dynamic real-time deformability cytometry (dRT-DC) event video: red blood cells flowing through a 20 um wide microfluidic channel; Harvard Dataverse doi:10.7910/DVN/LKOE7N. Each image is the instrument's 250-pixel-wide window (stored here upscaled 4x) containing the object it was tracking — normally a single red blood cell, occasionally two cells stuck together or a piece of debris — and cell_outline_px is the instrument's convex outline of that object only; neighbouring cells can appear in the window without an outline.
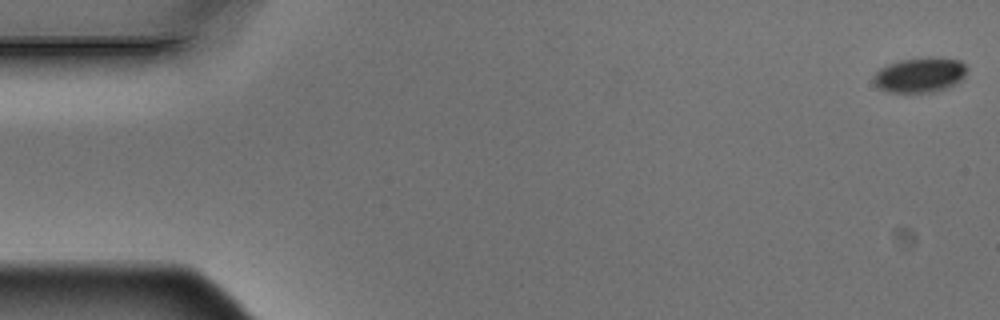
{"species": "Egyptian fruit bat (a non-hibernating species)", "species_latin": "Rousettus aegyptiacus", "temperature_condition": "warm", "stored_images_in_passage": 6, "camera_frame_rate_fps": 3000, "um_per_image_px": 0.085, "animal": {"sex": "male"}, "frame": {"image": 1, "passage_image": 1, "time_ms": 0.0, "image_size_px": [1000, 320], "cell_outline_px": [[968, 68], [964, 76], [956, 84], [932, 92], [888, 92], [880, 88], [876, 84], [876, 72], [880, 68], [888, 64], [900, 60], [928, 56], [960, 60]], "centroid_in_image_um": [78.23, 6.35], "position_along_channel_um": 6.8, "area_um2": 18.84}}